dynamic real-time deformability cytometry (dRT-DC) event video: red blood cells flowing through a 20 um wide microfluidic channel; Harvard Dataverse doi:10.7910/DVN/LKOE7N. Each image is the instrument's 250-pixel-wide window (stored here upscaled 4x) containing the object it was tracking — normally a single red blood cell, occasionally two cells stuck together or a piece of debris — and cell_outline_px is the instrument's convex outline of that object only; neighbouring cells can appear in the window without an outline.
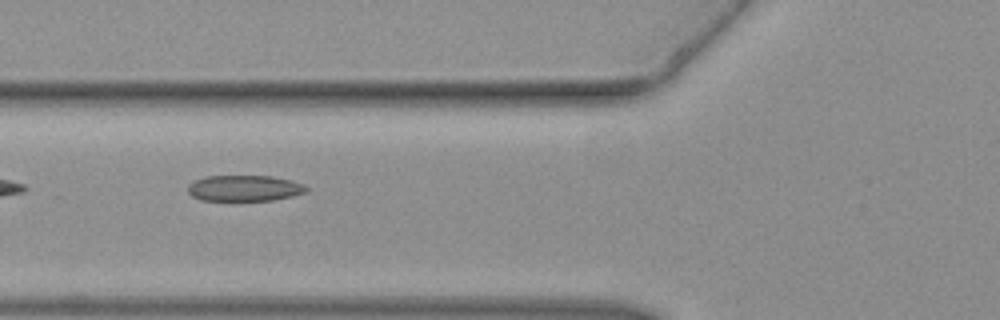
{"species": "common noctule bat (a hibernating species)", "species_latin": "Nyctalus noctula", "temperature_condition": "warm", "stored_images_in_passage": 33, "camera_frame_rate_fps": 3000, "um_per_image_px": 0.085, "animal": {"sex": "female", "body_mass_g": 19.3, "forearm_length_mm": 54.1}, "frame": {"image": 1, "passage_image": 4, "time_ms": 1.0, "image_size_px": [1000, 320], "cell_outline_px": [[308, 192], [292, 196], [272, 200], [200, 200], [192, 196], [188, 192], [188, 184], [204, 176], [272, 176], [292, 180], [304, 184], [308, 188]], "centroid_in_image_um": [20.8, 15.99], "position_along_channel_um": 105.0, "area_um2": 17.98}}
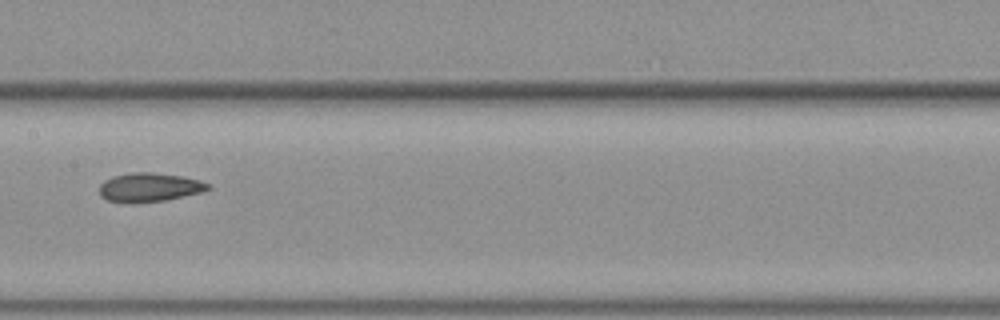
{"frame": {"image": 2, "passage_image": 10, "time_ms": 3.0, "image_size_px": [1000, 320], "cell_outline_px": [[212, 188], [204, 192], [164, 200], [108, 200], [100, 196], [100, 184], [104, 180], [112, 176], [132, 172], [152, 172], [184, 176], [200, 180], [212, 184]], "centroid_in_image_um": [12.79, 15.86], "position_along_channel_um": 194.6, "area_um2": 17.86}}
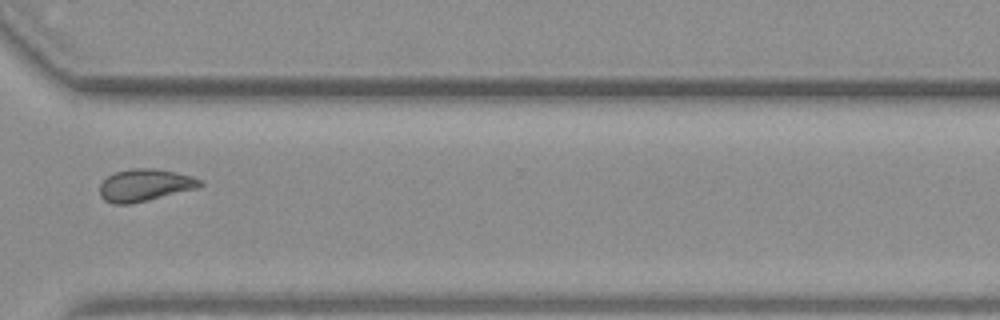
{"frame": {"image": 3, "passage_image": 21, "time_ms": 6.667, "image_size_px": [1000, 320], "cell_outline_px": [[204, 184], [200, 188], [132, 204], [112, 204], [104, 200], [100, 196], [100, 184], [108, 176], [116, 172], [132, 168], [156, 168], [176, 172], [192, 176], [200, 180]], "centroid_in_image_um": [12.34, 15.74], "position_along_channel_um": 358.3, "area_um2": 19.07}}